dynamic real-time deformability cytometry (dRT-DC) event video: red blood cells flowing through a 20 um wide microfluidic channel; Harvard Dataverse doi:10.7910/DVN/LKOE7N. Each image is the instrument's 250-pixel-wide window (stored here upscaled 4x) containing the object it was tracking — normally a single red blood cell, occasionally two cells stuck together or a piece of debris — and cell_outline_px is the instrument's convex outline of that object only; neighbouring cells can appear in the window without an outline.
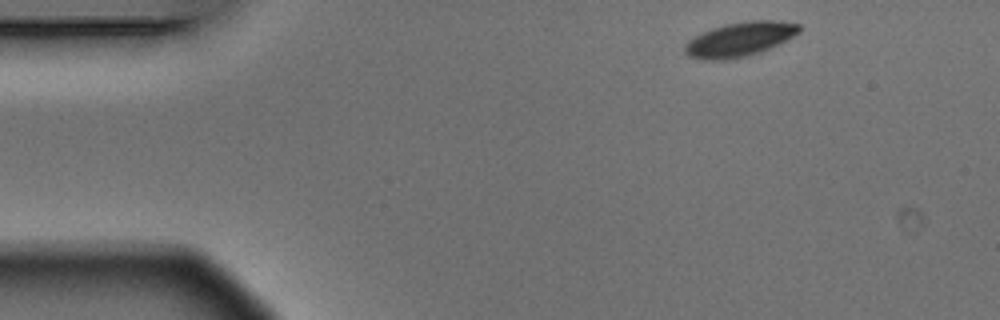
{"species": "Egyptian fruit bat (a non-hibernating species)", "species_latin": "Rousettus aegyptiacus", "temperature_condition": "warm", "stored_images_in_passage": 13, "camera_frame_rate_fps": 3000, "um_per_image_px": 0.085, "animal": {"sex": "male"}, "frame": {"image": 1, "passage_image": 1, "time_ms": 0.0, "image_size_px": [1000, 320], "cell_outline_px": [[800, 32], [760, 52], [744, 56], [724, 60], [700, 60], [688, 56], [684, 52], [684, 44], [688, 40], [712, 28], [724, 24], [748, 20], [780, 20], [800, 24]], "centroid_in_image_um": [62.84, 3.33], "position_along_channel_um": 22.2, "area_um2": 22.77}}
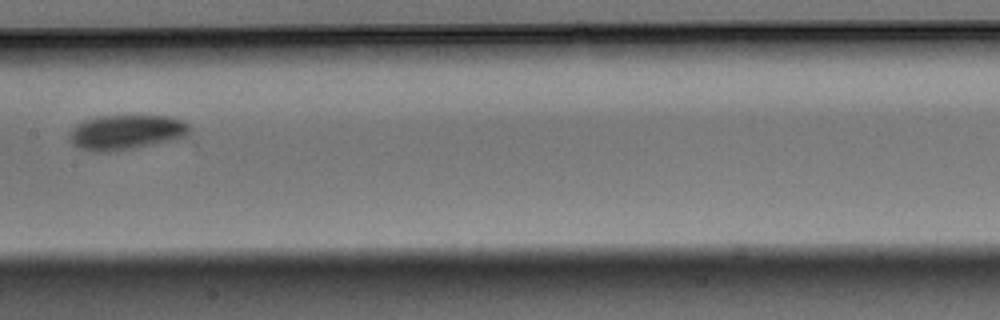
{"frame": {"image": 2, "passage_image": 6, "time_ms": 1.667, "image_size_px": [1000, 320], "cell_outline_px": [[192, 128], [184, 136], [176, 140], [116, 152], [92, 152], [80, 148], [72, 144], [72, 128], [76, 124], [84, 120], [96, 116], [172, 116], [188, 124]], "centroid_in_image_um": [10.75, 11.25], "position_along_channel_um": 196.7, "area_um2": 24.57}}
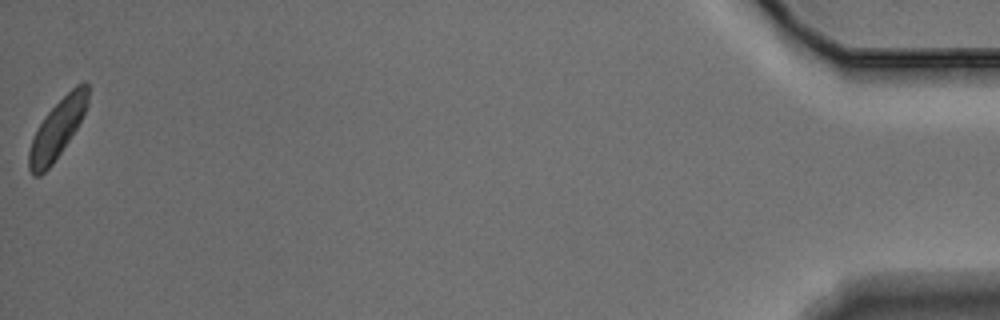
{"frame": {"image": 3, "passage_image": 13, "time_ms": 4.0, "image_size_px": [1000, 320], "cell_outline_px": [[88, 104], [76, 128], [52, 164], [40, 176], [32, 176], [28, 168], [28, 152], [32, 140], [44, 116], [76, 84], [84, 80], [88, 84]], "centroid_in_image_um": [4.86, 10.96], "position_along_channel_um": 430.3, "area_um2": 19.71}}